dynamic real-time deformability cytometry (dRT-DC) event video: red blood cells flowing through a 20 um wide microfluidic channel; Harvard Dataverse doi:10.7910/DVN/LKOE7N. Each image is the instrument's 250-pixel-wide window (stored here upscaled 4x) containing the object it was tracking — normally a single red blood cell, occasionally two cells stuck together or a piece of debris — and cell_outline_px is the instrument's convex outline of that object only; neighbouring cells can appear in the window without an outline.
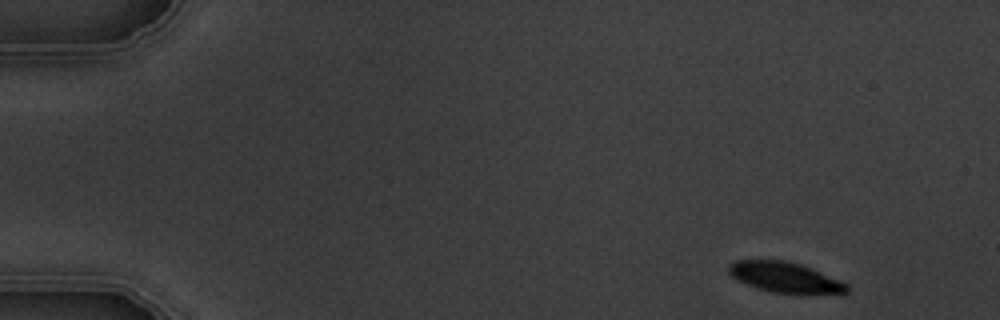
{"species": "common noctule bat (a hibernating species)", "species_latin": "Nyctalus noctula", "temperature_condition": "warm", "stored_images_in_passage": 6, "camera_frame_rate_fps": 3000, "um_per_image_px": 0.085, "animal": {"sex": "male", "body_mass_g": 19.5, "forearm_length_mm": 54.6}, "frame": {"image": 1, "passage_image": 1, "time_ms": 0.0, "image_size_px": [1000, 320], "cell_outline_px": [[848, 292], [844, 296], [840, 296], [772, 292], [756, 288], [736, 280], [728, 272], [728, 264], [732, 260], [784, 260], [800, 264], [840, 280], [848, 284]], "centroid_in_image_um": [66.79, 23.61], "position_along_channel_um": 18.2, "area_um2": 21.56}}
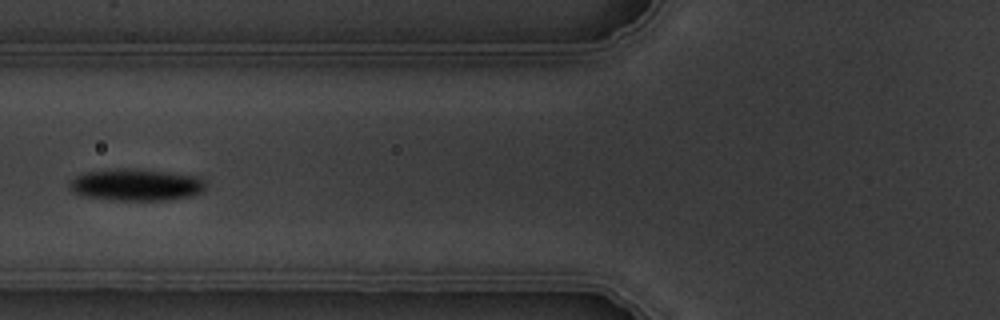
{"frame": {"image": 2, "passage_image": 5, "time_ms": 5.667, "image_size_px": [1000, 320], "cell_outline_px": [[204, 188], [200, 192], [192, 196], [168, 200], [116, 200], [80, 196], [72, 192], [68, 188], [68, 184], [76, 176], [84, 172], [116, 168], [124, 168], [164, 172], [200, 176], [204, 180]], "centroid_in_image_um": [11.52, 15.71], "position_along_channel_um": 114.3, "area_um2": 25.37}}
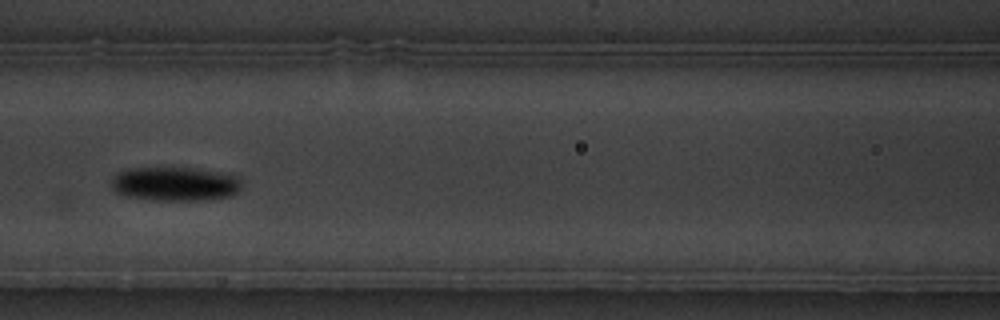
{"frame": {"image": 3, "passage_image": 6, "time_ms": 6.667, "image_size_px": [1000, 320], "cell_outline_px": [[240, 188], [232, 196], [208, 200], [156, 200], [128, 196], [116, 192], [112, 188], [112, 176], [120, 172], [132, 168], [192, 168], [228, 172], [240, 176]], "centroid_in_image_um": [14.95, 15.62], "position_along_channel_um": 151.7, "area_um2": 26.01}}